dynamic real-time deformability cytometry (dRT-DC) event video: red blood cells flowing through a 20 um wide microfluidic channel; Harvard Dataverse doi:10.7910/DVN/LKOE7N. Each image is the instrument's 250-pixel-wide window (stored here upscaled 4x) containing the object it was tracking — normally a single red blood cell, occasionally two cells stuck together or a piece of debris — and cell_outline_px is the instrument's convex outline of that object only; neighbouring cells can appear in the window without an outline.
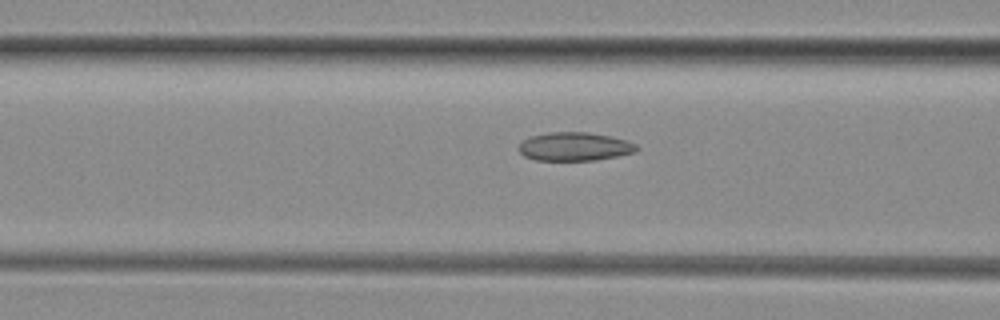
{"species": "common noctule bat (a hibernating species)", "species_latin": "Nyctalus noctula", "temperature_condition": "room temperature", "stored_images_in_passage": 28, "camera_frame_rate_fps": 3000, "um_per_image_px": 0.085, "animal": {"sex": "female", "body_mass_g": 29.2, "forearm_length_mm": 56.3}, "frame": {"image": 1, "passage_image": 7, "time_ms": 2.0, "image_size_px": [1000, 320], "cell_outline_px": [[640, 148], [636, 152], [596, 160], [536, 160], [524, 156], [516, 148], [524, 140], [532, 136], [548, 132], [588, 132], [612, 136], [628, 140], [636, 144]], "centroid_in_image_um": [48.87, 12.45], "position_along_channel_um": 117.7, "area_um2": 19.71}}
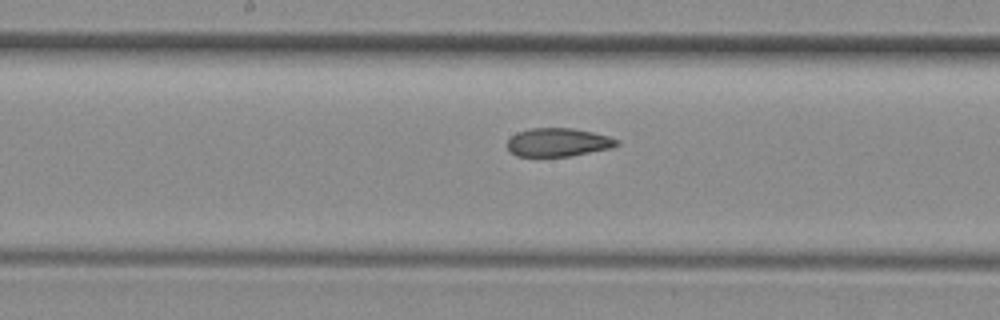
{"frame": {"image": 2, "passage_image": 13, "time_ms": 4.0, "image_size_px": [1000, 320], "cell_outline_px": [[620, 144], [612, 148], [568, 156], [516, 156], [508, 148], [508, 140], [516, 132], [532, 128], [572, 128], [592, 132], [608, 136], [620, 140]], "centroid_in_image_um": [47.46, 12.09], "position_along_channel_um": 200.7, "area_um2": 18.03}}
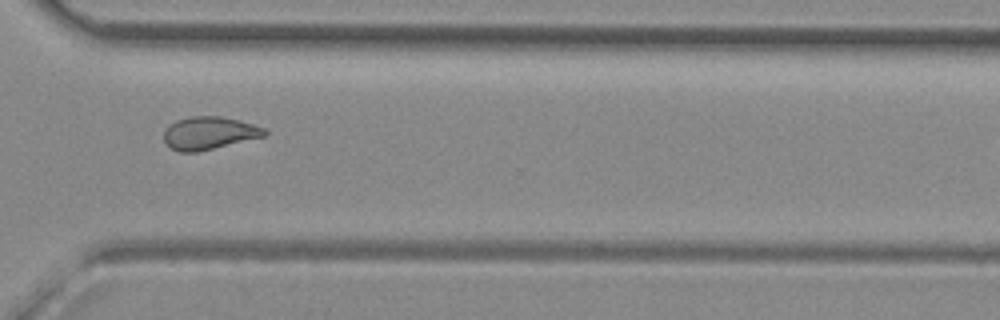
{"frame": {"image": 3, "passage_image": 24, "time_ms": 7.667, "image_size_px": [1000, 320], "cell_outline_px": [[268, 136], [196, 152], [180, 152], [168, 148], [164, 144], [164, 132], [176, 120], [192, 116], [220, 116], [252, 124], [264, 128], [268, 132]], "centroid_in_image_um": [17.78, 11.33], "position_along_channel_um": 352.8, "area_um2": 19.25}}